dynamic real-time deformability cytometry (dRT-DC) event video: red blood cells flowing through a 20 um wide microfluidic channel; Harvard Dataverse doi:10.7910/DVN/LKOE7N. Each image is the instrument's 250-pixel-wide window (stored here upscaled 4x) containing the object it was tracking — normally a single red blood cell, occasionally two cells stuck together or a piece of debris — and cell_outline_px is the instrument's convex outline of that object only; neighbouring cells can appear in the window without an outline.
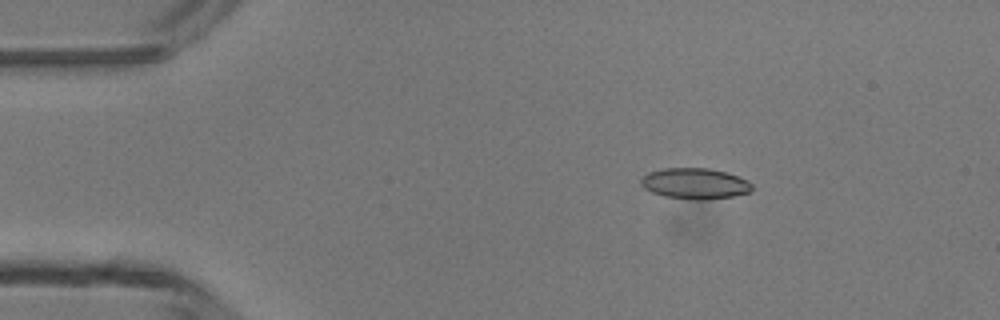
{"species": "common noctule bat (a hibernating species)", "species_latin": "Nyctalus noctula", "temperature_condition": "room temperature", "stored_images_in_passage": 6, "camera_frame_rate_fps": 3000, "um_per_image_px": 0.085, "animal": {"sex": "male", "body_mass_g": 13.3}, "frame": {"image": 1, "passage_image": 3, "time_ms": 2.333, "image_size_px": [1000, 320], "cell_outline_px": [[752, 188], [748, 192], [732, 196], [708, 200], [692, 200], [664, 196], [652, 192], [644, 188], [640, 184], [640, 180], [648, 172], [664, 168], [708, 168], [724, 172], [736, 176], [752, 184]], "centroid_in_image_um": [59.01, 15.61], "position_along_channel_um": 26.0, "area_um2": 19.83}}
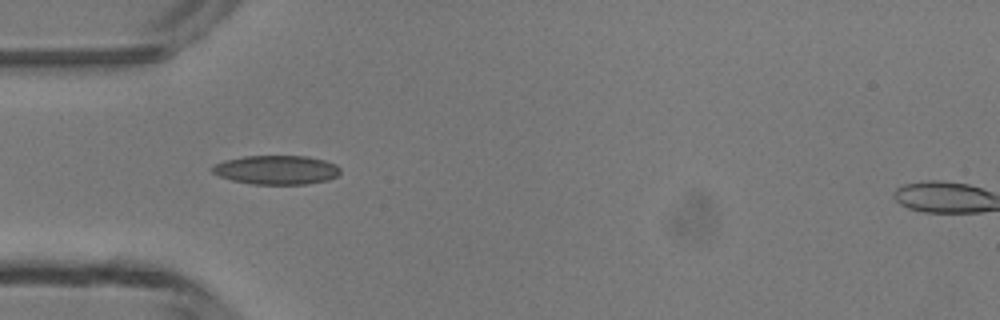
{"frame": {"image": 2, "passage_image": 5, "time_ms": 4.667, "image_size_px": [1000, 320], "cell_outline_px": [[340, 172], [336, 176], [328, 180], [304, 184], [252, 184], [232, 180], [220, 176], [212, 172], [208, 168], [216, 164], [228, 160], [244, 156], [308, 156], [324, 160], [336, 164], [340, 168]], "centroid_in_image_um": [23.51, 14.44], "position_along_channel_um": 61.5, "area_um2": 21.56}}
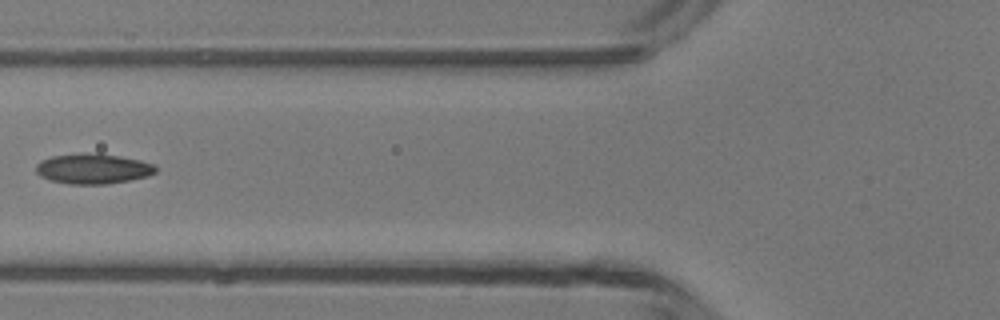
{"frame": {"image": 3, "passage_image": 6, "time_ms": 6.0, "image_size_px": [1000, 320], "cell_outline_px": [[156, 172], [148, 176], [128, 180], [104, 184], [68, 184], [48, 180], [40, 176], [36, 172], [36, 164], [40, 160], [52, 156], [80, 152], [120, 156], [140, 160], [156, 164]], "centroid_in_image_um": [7.87, 14.33], "position_along_channel_um": 117.9, "area_um2": 21.21}}